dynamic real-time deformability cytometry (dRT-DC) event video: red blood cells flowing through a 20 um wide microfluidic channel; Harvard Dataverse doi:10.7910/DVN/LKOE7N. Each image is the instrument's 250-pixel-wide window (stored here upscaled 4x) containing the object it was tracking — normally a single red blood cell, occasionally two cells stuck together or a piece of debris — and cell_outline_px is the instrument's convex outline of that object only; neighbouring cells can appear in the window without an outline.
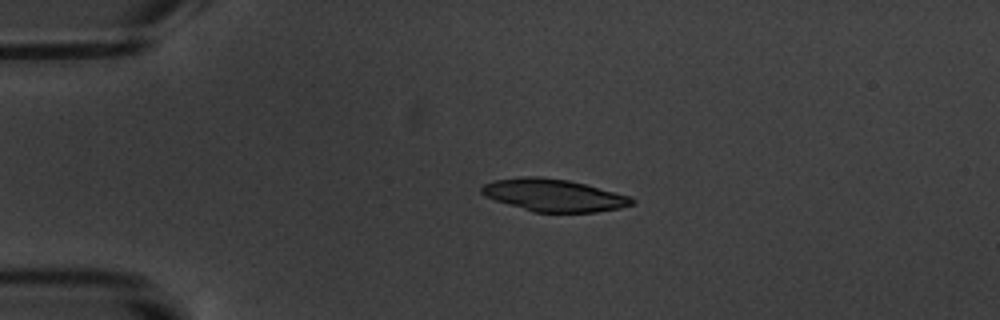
{"species": "common noctule bat (a hibernating species)", "species_latin": "Nyctalus noctula", "temperature_condition": "warm", "stored_images_in_passage": 4, "camera_frame_rate_fps": 3000, "um_per_image_px": 0.085, "animal": {"sex": "male", "body_mass_g": 20.1, "forearm_length_mm": 53.5}, "frame": {"image": 1, "passage_image": 3, "time_ms": 2.333, "image_size_px": [1000, 320], "cell_outline_px": [[636, 200], [632, 204], [620, 208], [596, 212], [532, 212], [484, 196], [480, 192], [480, 188], [484, 184], [496, 180], [520, 176], [540, 176], [568, 180], [632, 196]], "centroid_in_image_um": [47.07, 16.59], "position_along_channel_um": 37.9, "area_um2": 28.38}}